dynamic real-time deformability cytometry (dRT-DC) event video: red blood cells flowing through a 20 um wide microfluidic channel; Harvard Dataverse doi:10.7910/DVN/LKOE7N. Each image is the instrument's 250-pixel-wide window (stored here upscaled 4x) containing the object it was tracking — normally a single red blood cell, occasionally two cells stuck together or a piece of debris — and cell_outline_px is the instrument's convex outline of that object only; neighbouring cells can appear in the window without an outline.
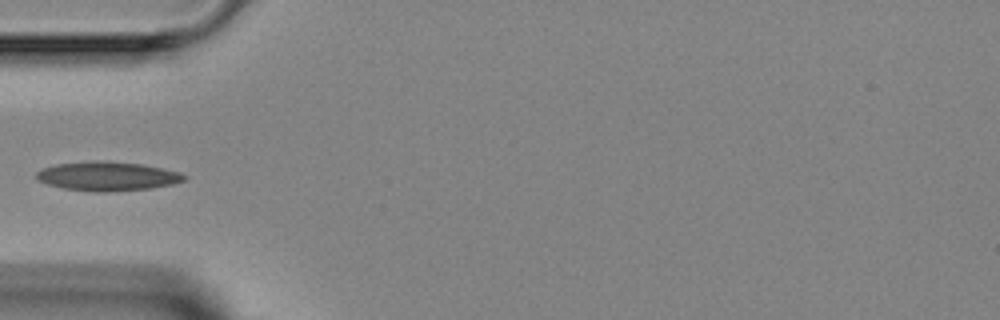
{"species": "Egyptian fruit bat (a non-hibernating species)", "species_latin": "Rousettus aegyptiacus", "temperature_condition": "room temperature", "stored_images_in_passage": 4, "camera_frame_rate_fps": 3000, "um_per_image_px": 0.085, "animal": {"sex": "female"}, "frame": {"image": 1, "passage_image": 4, "time_ms": 3.667, "image_size_px": [1000, 320], "cell_outline_px": [[188, 176], [184, 180], [172, 184], [152, 188], [108, 192], [96, 192], [64, 188], [48, 184], [36, 180], [36, 172], [40, 168], [56, 164], [92, 160], [104, 160], [144, 164], [180, 172]], "centroid_in_image_um": [9.12, 14.96], "position_along_channel_um": 75.9, "area_um2": 25.37}}